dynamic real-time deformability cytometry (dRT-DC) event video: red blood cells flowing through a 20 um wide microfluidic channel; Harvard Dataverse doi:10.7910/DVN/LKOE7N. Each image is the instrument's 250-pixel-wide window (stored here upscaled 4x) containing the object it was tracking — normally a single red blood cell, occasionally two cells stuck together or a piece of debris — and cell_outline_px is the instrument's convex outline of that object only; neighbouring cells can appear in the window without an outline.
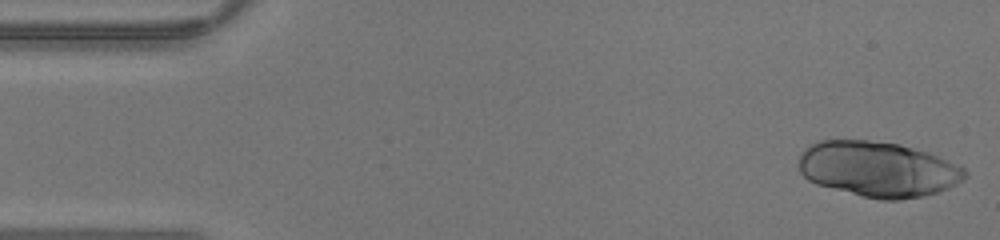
{"species": "human", "species_latin": "Homo sapiens", "temperature_condition": "warm", "stored_images_in_passage": 28, "camera_frame_rate_fps": 3000, "um_per_image_px": 0.085, "donor": {"sex": "male"}, "frame": {"image": 1, "passage_image": 1, "time_ms": 0.0, "image_size_px": [1000, 240], "cell_outline_px": [[968, 176], [964, 180], [948, 188], [924, 196], [900, 200], [880, 200], [816, 184], [808, 180], [800, 172], [800, 156], [804, 148], [820, 140], [868, 140], [900, 144], [928, 152], [964, 168], [968, 172]], "centroid_in_image_um": [74.65, 14.38], "position_along_channel_um": 10.4, "area_um2": 53.52}}
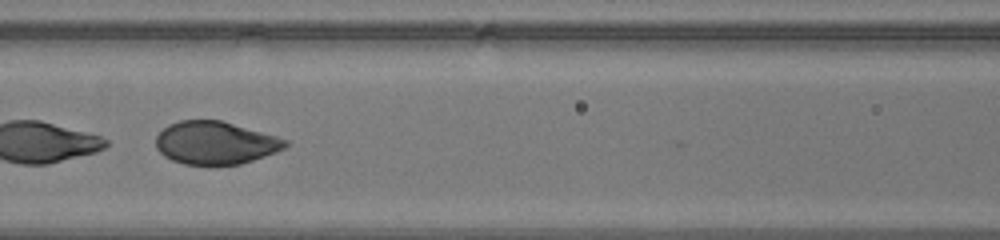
{"frame": {"image": 2, "passage_image": 18, "time_ms": 5.667, "image_size_px": [1000, 240], "cell_outline_px": [[288, 144], [284, 148], [276, 152], [240, 164], [184, 164], [172, 160], [164, 156], [156, 148], [156, 136], [168, 124], [180, 120], [220, 120], [276, 136], [288, 140]], "centroid_in_image_um": [18.28, 12.13], "position_along_channel_um": 148.3, "area_um2": 32.02}}
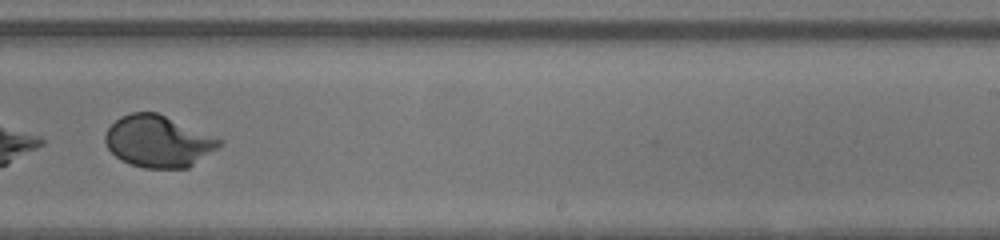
{"frame": {"image": 3, "passage_image": 26, "time_ms": 8.333, "image_size_px": [1000, 240], "cell_outline_px": [[224, 144], [188, 168], [144, 168], [120, 160], [108, 148], [104, 140], [104, 136], [108, 128], [120, 116], [132, 112], [156, 112], [224, 140]], "centroid_in_image_um": [13.46, 12.02], "position_along_channel_um": 275.5, "area_um2": 34.33}}